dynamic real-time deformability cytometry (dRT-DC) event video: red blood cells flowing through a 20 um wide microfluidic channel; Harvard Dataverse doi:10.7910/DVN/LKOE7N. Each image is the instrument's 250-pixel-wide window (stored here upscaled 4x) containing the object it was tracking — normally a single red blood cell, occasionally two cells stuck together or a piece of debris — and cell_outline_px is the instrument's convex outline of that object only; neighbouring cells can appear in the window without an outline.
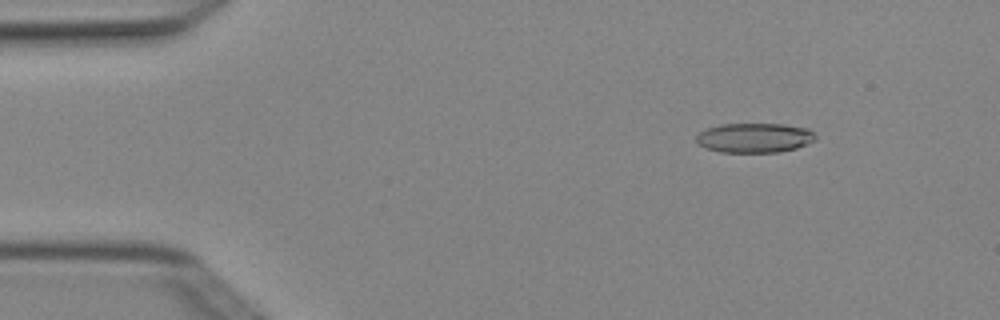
{"species": "Egyptian fruit bat (a non-hibernating species)", "species_latin": "Rousettus aegyptiacus", "temperature_condition": "cold", "stored_images_in_passage": 5, "camera_frame_rate_fps": 3000, "um_per_image_px": 0.085, "animal": {"sex": "female"}, "frame": {"image": 1, "passage_image": 2, "time_ms": 0.333, "image_size_px": [1000, 320], "cell_outline_px": [[816, 140], [796, 148], [780, 152], [720, 152], [704, 148], [696, 144], [696, 136], [700, 132], [708, 128], [720, 124], [784, 124], [808, 128], [816, 136]], "centroid_in_image_um": [64.11, 11.72], "position_along_channel_um": 20.9, "area_um2": 20.69}}
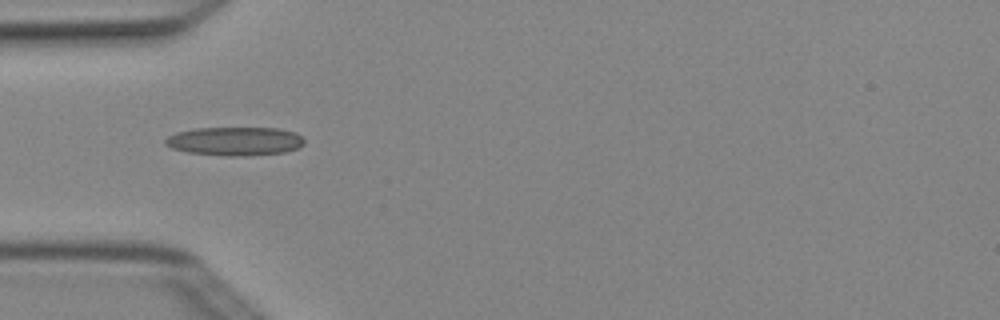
{"frame": {"image": 2, "passage_image": 5, "time_ms": 1.333, "image_size_px": [1000, 320], "cell_outline_px": [[304, 144], [296, 148], [284, 152], [248, 156], [228, 156], [188, 152], [172, 148], [164, 144], [164, 140], [168, 136], [176, 132], [196, 128], [276, 128], [296, 132], [304, 140]], "centroid_in_image_um": [19.95, 12.0], "position_along_channel_um": 65.0, "area_um2": 23.18}}